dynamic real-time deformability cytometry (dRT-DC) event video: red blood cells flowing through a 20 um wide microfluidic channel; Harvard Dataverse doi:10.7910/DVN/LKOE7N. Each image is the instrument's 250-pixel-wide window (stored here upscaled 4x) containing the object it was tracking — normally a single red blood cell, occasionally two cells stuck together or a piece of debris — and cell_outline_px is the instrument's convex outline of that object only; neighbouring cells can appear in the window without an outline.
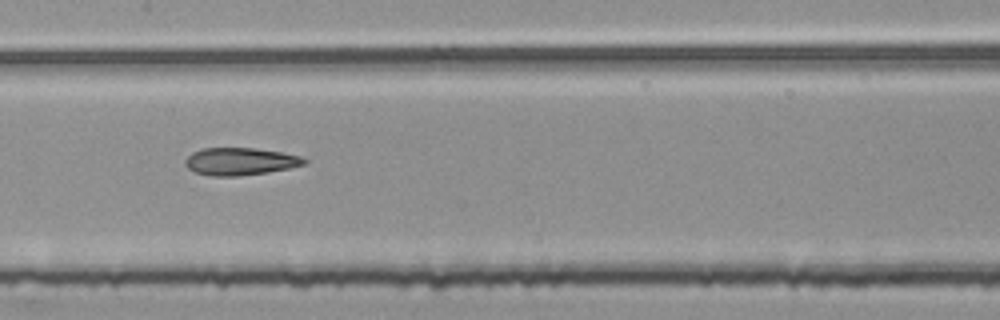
{"species": "common noctule bat (a hibernating species)", "species_latin": "Nyctalus noctula", "temperature_condition": "room temperature", "stored_images_in_passage": 51, "segment_of_instrument_passage": [2, 2], "camera_frame_rate_fps": 3000, "um_per_image_px": 0.085, "animal": {"sex": "female", "body_mass_g": 25.1}, "frame": {"image": 1, "passage_image": 24, "time_ms": 7.667, "image_size_px": [1000, 320], "cell_outline_px": [[308, 160], [304, 164], [288, 168], [268, 172], [240, 176], [212, 176], [196, 172], [188, 168], [184, 164], [184, 160], [192, 152], [204, 148], [256, 148], [280, 152], [300, 156]], "centroid_in_image_um": [20.39, 13.72], "position_along_channel_um": 187.0, "area_um2": 18.96}}
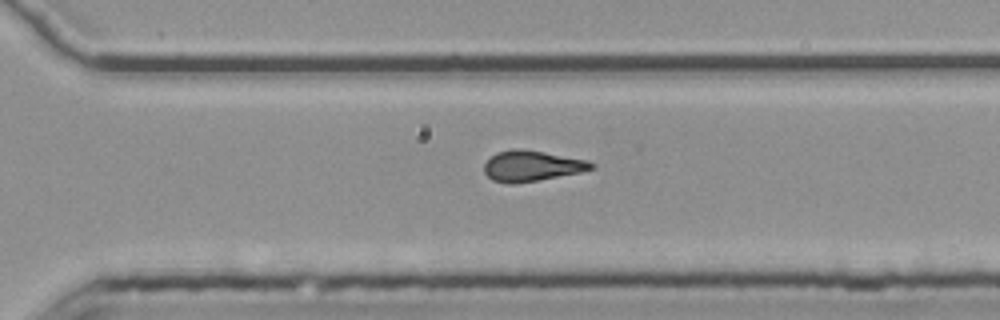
{"frame": {"image": 2, "passage_image": 35, "time_ms": 11.333, "image_size_px": [1000, 320], "cell_outline_px": [[596, 168], [580, 172], [516, 184], [508, 184], [492, 180], [484, 172], [484, 164], [496, 152], [512, 148], [520, 148], [544, 152], [588, 160], [596, 164]], "centroid_in_image_um": [45.2, 14.1], "position_along_channel_um": 325.4, "area_um2": 19.25}}
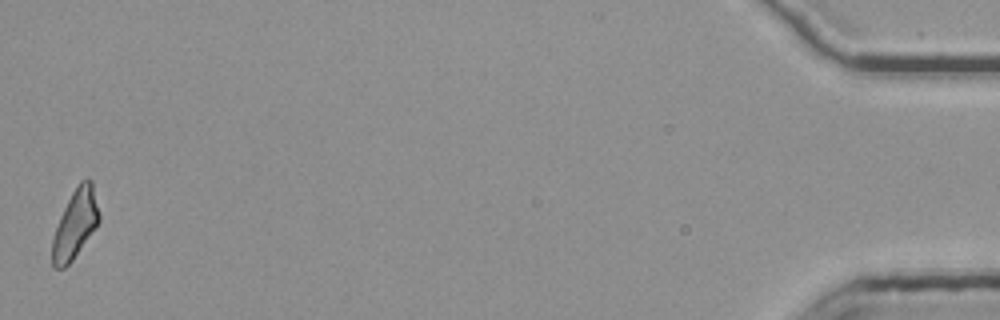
{"frame": {"image": 3, "passage_image": 51, "time_ms": 16.667, "image_size_px": [1000, 320], "cell_outline_px": [[100, 220], [96, 228], [72, 260], [64, 268], [52, 268], [52, 240], [60, 216], [72, 192], [80, 180], [92, 180], [100, 212]], "centroid_in_image_um": [6.41, 19.04], "position_along_channel_um": 428.8, "area_um2": 18.73}}